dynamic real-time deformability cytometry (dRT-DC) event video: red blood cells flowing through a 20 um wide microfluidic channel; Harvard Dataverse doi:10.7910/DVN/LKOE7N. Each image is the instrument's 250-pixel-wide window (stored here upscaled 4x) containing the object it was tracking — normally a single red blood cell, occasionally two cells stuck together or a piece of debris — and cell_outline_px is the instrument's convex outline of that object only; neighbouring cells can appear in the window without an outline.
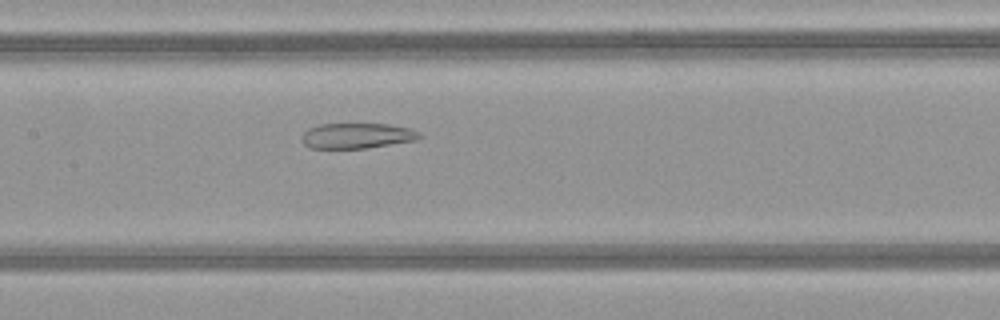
{"species": "common noctule bat (a hibernating species)", "species_latin": "Nyctalus noctula", "temperature_condition": "warm", "stored_images_in_passage": 49, "camera_frame_rate_fps": 3000, "um_per_image_px": 0.085, "animal": {"sex": "female", "body_mass_g": 21.9}, "frame": {"image": 1, "passage_image": 24, "time_ms": 7.667, "image_size_px": [1000, 320], "cell_outline_px": [[424, 136], [416, 140], [368, 148], [312, 148], [304, 144], [300, 140], [300, 136], [308, 128], [320, 124], [388, 124], [408, 128], [420, 132]], "centroid_in_image_um": [30.33, 11.54], "position_along_channel_um": 177.1, "area_um2": 17.51}}
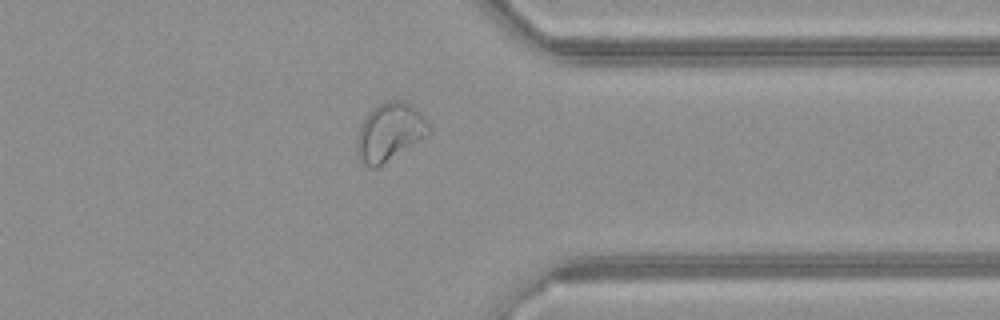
{"frame": {"image": 2, "passage_image": 39, "time_ms": 12.667, "image_size_px": [1000, 320], "cell_outline_px": [[432, 132], [428, 136], [376, 168], [368, 168], [360, 164], [356, 152], [356, 140], [360, 128], [368, 112], [372, 108], [384, 100], [400, 100], [416, 108], [428, 120], [432, 128]], "centroid_in_image_um": [33.13, 11.24], "position_along_channel_um": 378.3, "area_um2": 24.8}}
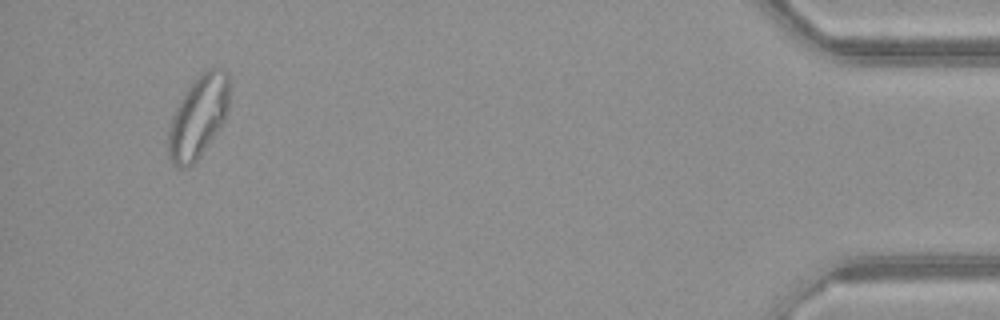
{"frame": {"image": 3, "passage_image": 47, "time_ms": 15.333, "image_size_px": [1000, 320], "cell_outline_px": [[232, 80], [228, 108], [224, 120], [200, 156], [192, 164], [180, 168], [172, 164], [168, 156], [168, 128], [172, 116], [180, 100], [188, 88], [200, 72], [216, 64], [224, 68], [228, 72]], "centroid_in_image_um": [16.9, 9.83], "position_along_channel_um": 418.3, "area_um2": 29.77}, "authors_computed_cell_mechanics": {"area_um2": 26.7614, "velocity_mm_per_s": 4.1522, "shape_relaxation_time_tau1_ms": null, "shape_relaxation_time_tau2_ms": 3.0433, "deformation_change_tau1": null, "deformation_change_tau2": 0.1018}}